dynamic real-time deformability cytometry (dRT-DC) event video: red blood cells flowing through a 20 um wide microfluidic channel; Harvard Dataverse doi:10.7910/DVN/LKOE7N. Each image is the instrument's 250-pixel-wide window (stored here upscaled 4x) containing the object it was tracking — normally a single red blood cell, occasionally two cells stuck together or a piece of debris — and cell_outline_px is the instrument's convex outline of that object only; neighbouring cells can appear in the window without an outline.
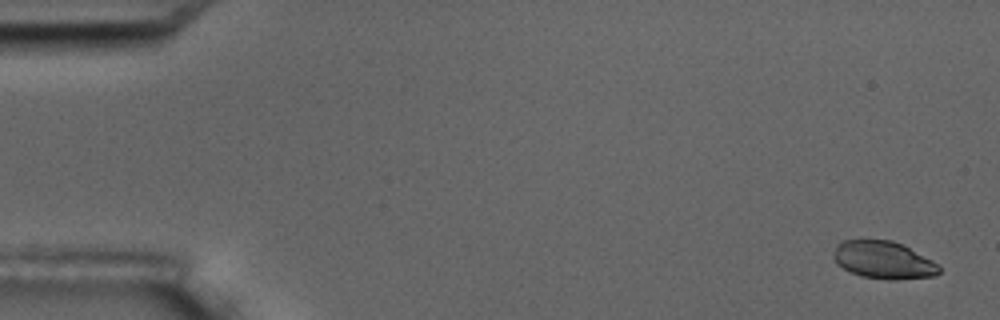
{"species": "common noctule bat (a hibernating species)", "species_latin": "Nyctalus noctula", "temperature_condition": "room temperature", "stored_images_in_passage": 5, "camera_frame_rate_fps": 3000, "um_per_image_px": 0.085, "animal": {"sex": "male", "body_mass_g": 17.5, "forearm_length_mm": 52.3}, "frame": {"image": 1, "passage_image": 1, "time_ms": 0.0, "image_size_px": [1000, 320], "cell_outline_px": [[940, 272], [936, 276], [896, 280], [892, 280], [860, 276], [836, 264], [832, 256], [836, 244], [844, 240], [892, 240], [904, 244], [932, 260], [940, 268]], "centroid_in_image_um": [75.09, 22.1], "position_along_channel_um": 9.9, "area_um2": 23.29}}
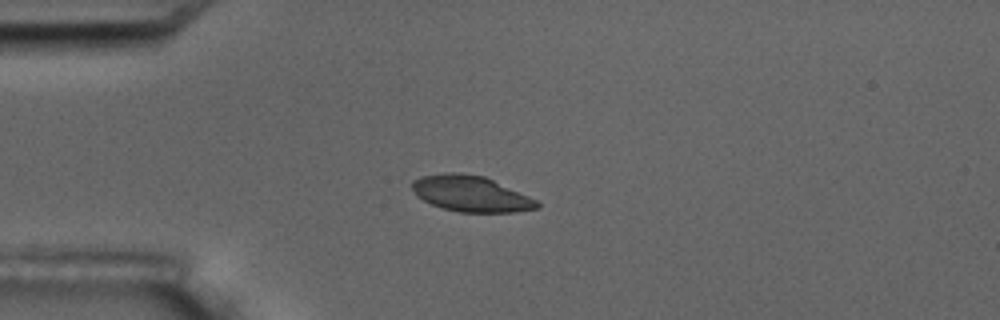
{"frame": {"image": 2, "passage_image": 5, "time_ms": 4.333, "image_size_px": [1000, 320], "cell_outline_px": [[540, 208], [516, 212], [460, 212], [444, 208], [432, 204], [416, 196], [412, 188], [412, 180], [420, 176], [444, 172], [460, 172], [484, 176], [528, 196], [536, 200], [540, 204]], "centroid_in_image_um": [40.0, 16.46], "position_along_channel_um": 45.0, "area_um2": 26.07}}